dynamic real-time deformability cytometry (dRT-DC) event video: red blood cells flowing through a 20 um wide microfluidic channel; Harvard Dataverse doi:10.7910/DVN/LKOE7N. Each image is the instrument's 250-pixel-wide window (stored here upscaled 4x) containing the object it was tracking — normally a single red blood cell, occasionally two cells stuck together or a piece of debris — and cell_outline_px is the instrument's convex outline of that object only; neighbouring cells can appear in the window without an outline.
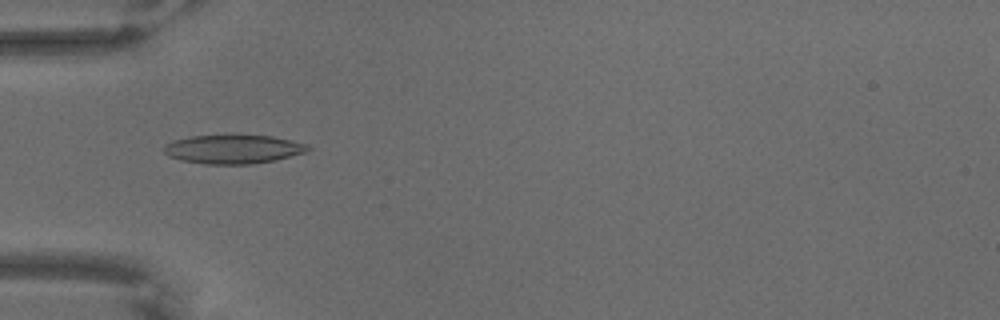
{"species": "common noctule bat (a hibernating species)", "species_latin": "Nyctalus noctula", "temperature_condition": "warm", "stored_images_in_passage": 48, "camera_frame_rate_fps": 3000, "um_per_image_px": 0.085, "animal": {"sex": "male", "body_mass_g": 18.8}, "frame": {"image": 1, "passage_image": 3, "time_ms": 0.667, "image_size_px": [1000, 320], "cell_outline_px": [[312, 148], [304, 152], [276, 160], [252, 164], [204, 164], [180, 160], [168, 156], [164, 152], [164, 144], [172, 140], [192, 136], [236, 132], [272, 136], [292, 140], [308, 144]], "centroid_in_image_um": [19.81, 12.63], "position_along_channel_um": 65.2, "area_um2": 25.26}}
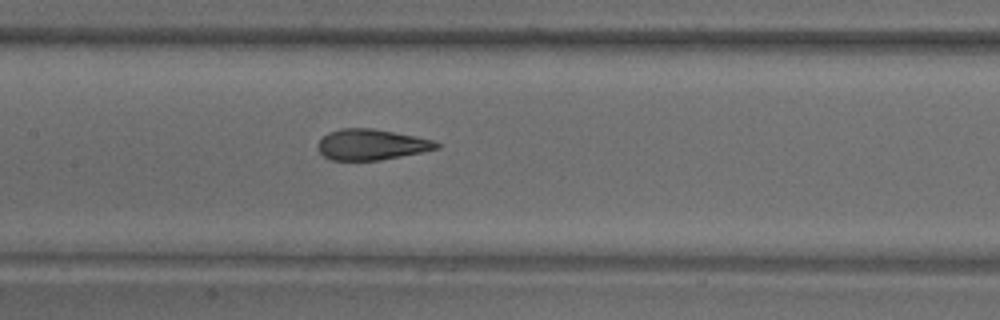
{"frame": {"image": 2, "passage_image": 14, "time_ms": 4.333, "image_size_px": [1000, 320], "cell_outline_px": [[440, 148], [380, 160], [332, 160], [324, 156], [316, 148], [316, 144], [328, 132], [340, 128], [372, 128], [416, 136], [432, 140], [440, 144]], "centroid_in_image_um": [31.53, 12.28], "position_along_channel_um": 175.9, "area_um2": 21.21}}
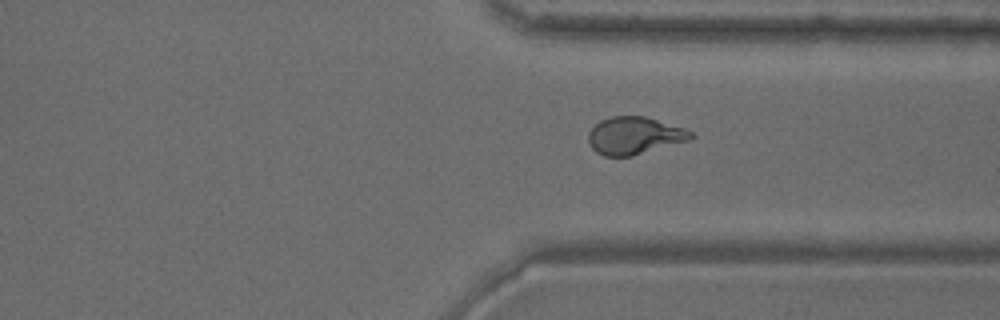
{"frame": {"image": 3, "passage_image": 32, "time_ms": 10.333, "image_size_px": [1000, 320], "cell_outline_px": [[696, 136], [688, 140], [632, 156], [604, 156], [596, 152], [592, 148], [588, 140], [588, 132], [600, 120], [612, 116], [648, 116], [684, 128], [692, 132]], "centroid_in_image_um": [53.92, 11.51], "position_along_channel_um": 357.5, "area_um2": 22.37}}